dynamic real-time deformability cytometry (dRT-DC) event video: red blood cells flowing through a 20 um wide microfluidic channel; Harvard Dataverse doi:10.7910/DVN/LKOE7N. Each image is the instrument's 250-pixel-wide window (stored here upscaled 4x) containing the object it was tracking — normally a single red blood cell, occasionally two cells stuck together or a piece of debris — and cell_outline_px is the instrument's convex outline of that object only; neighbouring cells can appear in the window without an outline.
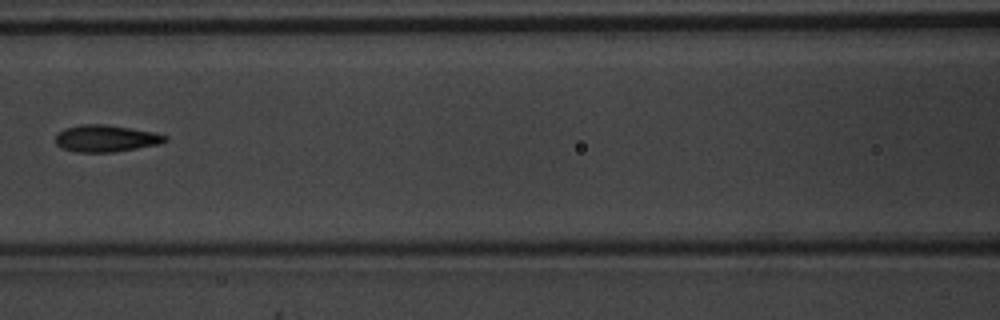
{"species": "common noctule bat (a hibernating species)", "species_latin": "Nyctalus noctula", "temperature_condition": "warm", "stored_images_in_passage": 8, "camera_frame_rate_fps": 3000, "um_per_image_px": 0.085, "animal": {"sex": "male", "body_mass_g": 20.1, "forearm_length_mm": 53.5}, "frame": {"image": 1, "passage_image": 7, "time_ms": 2.0, "image_size_px": [1000, 320], "cell_outline_px": [[168, 140], [160, 144], [112, 152], [76, 152], [64, 148], [56, 144], [56, 132], [64, 128], [80, 124], [104, 124], [156, 132], [168, 136]], "centroid_in_image_um": [9.0, 11.75], "position_along_channel_um": 157.6, "area_um2": 17.22}}
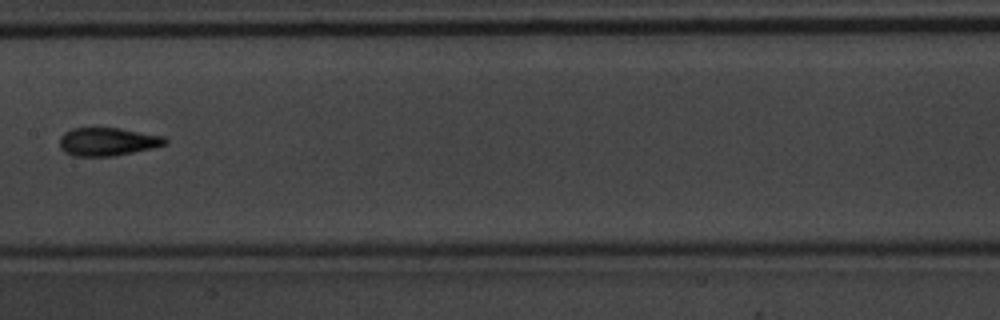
{"frame": {"image": 2, "passage_image": 8, "time_ms": 2.333, "image_size_px": [1000, 320], "cell_outline_px": [[168, 144], [152, 148], [112, 156], [72, 156], [64, 152], [60, 148], [60, 136], [64, 132], [72, 128], [120, 128], [164, 136], [168, 140]], "centroid_in_image_um": [9.14, 12.04], "position_along_channel_um": 198.3, "area_um2": 17.4}}